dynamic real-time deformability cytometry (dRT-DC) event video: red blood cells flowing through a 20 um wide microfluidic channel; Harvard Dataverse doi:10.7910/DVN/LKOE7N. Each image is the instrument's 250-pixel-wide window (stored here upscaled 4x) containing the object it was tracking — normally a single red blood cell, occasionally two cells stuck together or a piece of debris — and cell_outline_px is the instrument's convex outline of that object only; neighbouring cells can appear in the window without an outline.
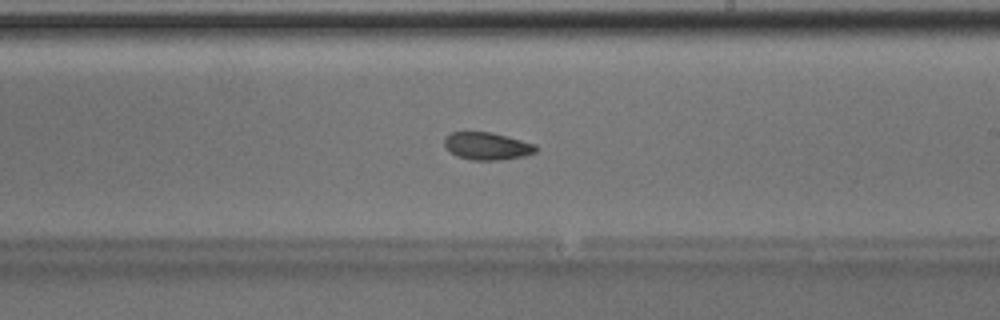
{"species": "Egyptian fruit bat (a non-hibernating species)", "species_latin": "Rousettus aegyptiacus", "temperature_condition": "room temperature", "stored_images_in_passage": 51, "camera_frame_rate_fps": 3000, "um_per_image_px": 0.085, "animal": {"sex": "male"}, "frame": {"image": 1, "passage_image": 30, "time_ms": 9.667, "image_size_px": [1000, 320], "cell_outline_px": [[536, 152], [524, 156], [500, 160], [472, 160], [456, 156], [444, 144], [444, 136], [452, 132], [492, 132], [536, 144]], "centroid_in_image_um": [41.4, 12.41], "position_along_channel_um": 247.6, "area_um2": 14.62}, "authors_computed_cell_mechanics": {"area_um2": 15.2592, "velocity_mm_per_s": 4.0133, "shape_relaxation_time_tau1_ms": 8.3445, "shape_relaxation_time_tau2_ms": 3.0053, "deformation_change_tau1": 0.1669, "deformation_change_tau2": 0.0792}}